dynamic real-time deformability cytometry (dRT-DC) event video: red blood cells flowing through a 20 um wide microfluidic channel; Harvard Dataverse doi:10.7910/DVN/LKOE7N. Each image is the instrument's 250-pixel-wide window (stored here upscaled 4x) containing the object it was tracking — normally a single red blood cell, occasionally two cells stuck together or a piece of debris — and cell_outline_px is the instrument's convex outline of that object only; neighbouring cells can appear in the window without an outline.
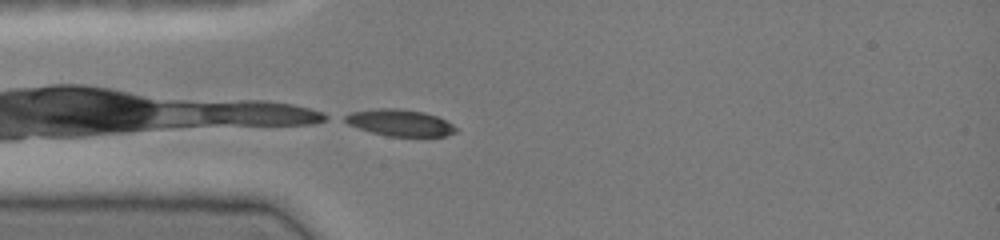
{"species": "common noctule bat (a hibernating species)", "species_latin": "Nyctalus noctula", "temperature_condition": "cold", "stored_images_in_passage": 4, "camera_frame_rate_fps": 3000, "um_per_image_px": 0.085, "animal": {"sex": "female", "body_mass_g": 19.0, "forearm_length_mm": 51.5}, "frame": {"image": 1, "passage_image": 4, "time_ms": 1.0, "image_size_px": [1000, 240], "cell_outline_px": [[456, 132], [444, 136], [388, 136], [372, 132], [348, 124], [340, 120], [344, 116], [352, 112], [376, 108], [400, 108], [424, 112], [436, 116], [452, 124], [456, 128]], "centroid_in_image_um": [33.95, 10.42], "position_along_channel_um": 51.0, "area_um2": 17.11}}